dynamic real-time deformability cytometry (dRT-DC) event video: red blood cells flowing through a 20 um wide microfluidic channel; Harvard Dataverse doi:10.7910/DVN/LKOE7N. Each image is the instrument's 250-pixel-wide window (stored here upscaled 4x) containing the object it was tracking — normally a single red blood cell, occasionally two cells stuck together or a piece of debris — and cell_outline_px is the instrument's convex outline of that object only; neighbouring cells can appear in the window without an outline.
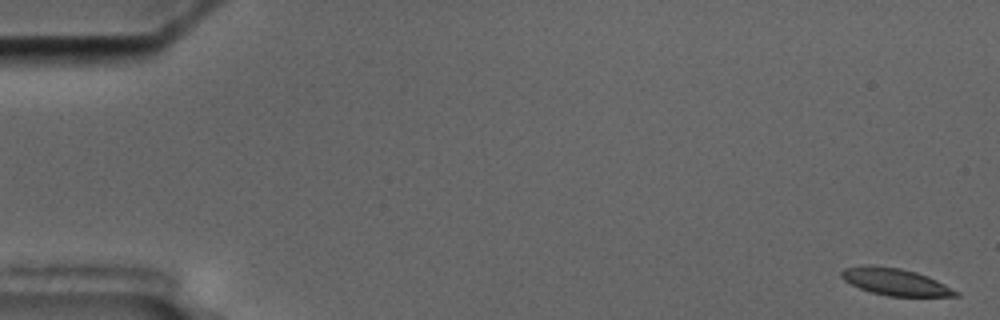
{"species": "common noctule bat (a hibernating species)", "species_latin": "Nyctalus noctula", "temperature_condition": "cold", "stored_images_in_passage": 14, "camera_frame_rate_fps": 3000, "um_per_image_px": 0.085, "animal": {"sex": "male", "body_mass_g": 17.5, "forearm_length_mm": 52.3}, "frame": {"image": 1, "passage_image": 1, "time_ms": 0.0, "image_size_px": [1000, 320], "cell_outline_px": [[960, 296], [888, 296], [872, 292], [860, 288], [844, 280], [840, 276], [840, 272], [844, 268], [860, 264], [868, 264], [900, 268], [916, 272], [928, 276], [960, 292]], "centroid_in_image_um": [76.07, 23.94], "position_along_channel_um": 8.9, "area_um2": 18.03}}